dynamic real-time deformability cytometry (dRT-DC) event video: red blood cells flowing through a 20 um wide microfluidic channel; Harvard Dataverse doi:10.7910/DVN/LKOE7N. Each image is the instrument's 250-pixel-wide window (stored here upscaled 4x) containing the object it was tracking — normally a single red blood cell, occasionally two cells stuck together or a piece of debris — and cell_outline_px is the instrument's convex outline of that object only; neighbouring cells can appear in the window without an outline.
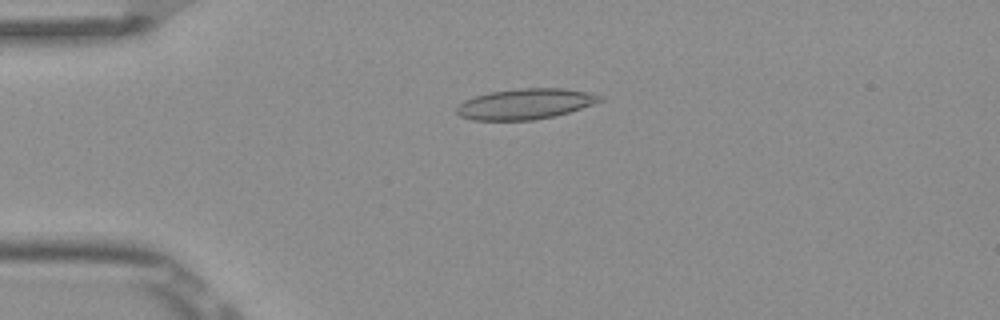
{"species": "Egyptian fruit bat (a non-hibernating species)", "species_latin": "Rousettus aegyptiacus", "temperature_condition": "room temperature", "stored_images_in_passage": 5, "camera_frame_rate_fps": 3000, "um_per_image_px": 0.085, "frame": {"image": 1, "passage_image": 4, "time_ms": 1.0, "image_size_px": [1000, 320], "cell_outline_px": [[604, 100], [568, 112], [552, 116], [532, 120], [472, 120], [460, 116], [456, 112], [456, 108], [464, 100], [488, 92], [520, 88], [564, 88], [588, 92], [604, 96]], "centroid_in_image_um": [44.64, 8.82], "position_along_channel_um": 40.4, "area_um2": 25.43}}